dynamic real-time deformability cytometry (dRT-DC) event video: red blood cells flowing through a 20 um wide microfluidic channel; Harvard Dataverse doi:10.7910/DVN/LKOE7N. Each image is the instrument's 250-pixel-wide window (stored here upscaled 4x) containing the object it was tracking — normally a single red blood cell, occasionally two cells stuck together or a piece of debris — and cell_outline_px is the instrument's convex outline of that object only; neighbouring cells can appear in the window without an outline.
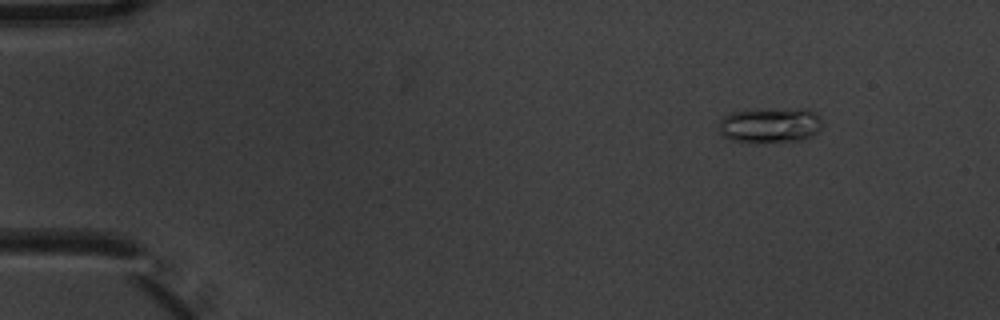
{"species": "common noctule bat (a hibernating species)", "species_latin": "Nyctalus noctula", "temperature_condition": "warm", "stored_images_in_passage": 5, "camera_frame_rate_fps": 3000, "um_per_image_px": 0.085, "animal": {"sex": "male", "body_mass_g": 20.1, "forearm_length_mm": 53.5}, "frame": {"image": 1, "passage_image": 2, "time_ms": 0.333, "image_size_px": [1000, 320], "cell_outline_px": [[820, 128], [812, 136], [804, 140], [732, 140], [724, 136], [720, 132], [716, 124], [724, 116], [732, 112], [804, 108], [808, 108], [816, 112], [820, 116]], "centroid_in_image_um": [65.48, 10.61], "position_along_channel_um": 19.5, "area_um2": 20.46}}
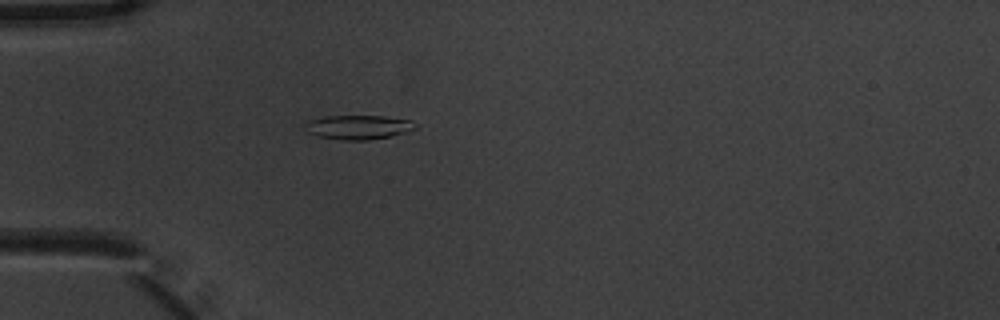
{"frame": {"image": 2, "passage_image": 5, "time_ms": 1.333, "image_size_px": [1000, 320], "cell_outline_px": [[416, 128], [392, 136], [368, 140], [344, 140], [316, 136], [308, 132], [304, 124], [308, 120], [324, 116], [384, 116], [412, 120], [416, 124]], "centroid_in_image_um": [30.44, 10.8], "position_along_channel_um": 54.6, "area_um2": 15.61}}